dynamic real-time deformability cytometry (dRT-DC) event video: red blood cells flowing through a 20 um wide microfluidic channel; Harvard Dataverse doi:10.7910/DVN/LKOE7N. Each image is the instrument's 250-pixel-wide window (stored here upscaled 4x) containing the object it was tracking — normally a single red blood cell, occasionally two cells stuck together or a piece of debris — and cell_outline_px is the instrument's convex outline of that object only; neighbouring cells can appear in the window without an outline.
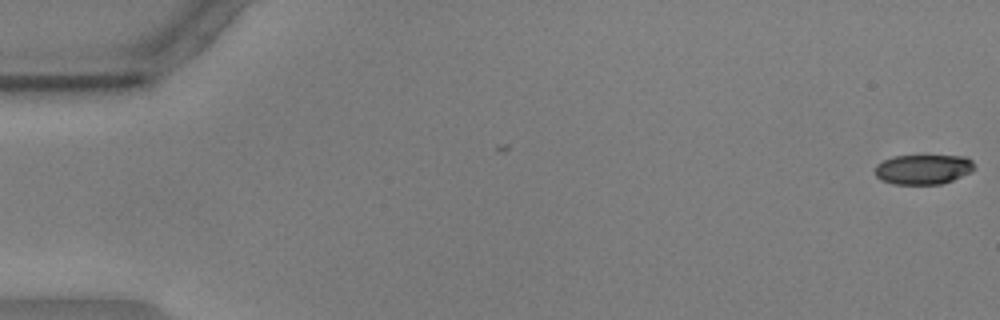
{"species": "common noctule bat (a hibernating species)", "species_latin": "Nyctalus noctula", "temperature_condition": "warm", "stored_images_in_passage": 57, "camera_frame_rate_fps": 3000, "um_per_image_px": 0.085, "animal": {"sex": "male", "body_mass_g": 17.9, "forearm_length_mm": 54.2}, "frame": {"image": 1, "passage_image": 1, "time_ms": 0.0, "image_size_px": [1000, 320], "cell_outline_px": [[976, 168], [972, 172], [952, 180], [940, 184], [892, 184], [880, 180], [876, 176], [876, 164], [884, 160], [896, 156], [964, 156], [972, 160]], "centroid_in_image_um": [78.49, 14.4], "position_along_channel_um": 6.5, "area_um2": 17.28}}
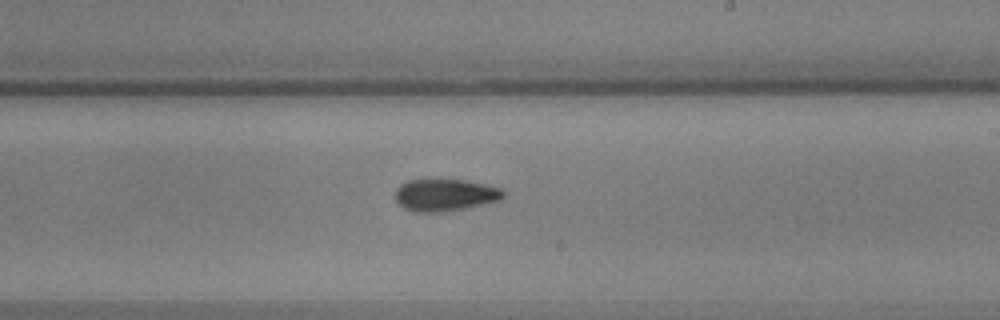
{"frame": {"image": 2, "passage_image": 34, "time_ms": 11.0, "image_size_px": [1000, 320], "cell_outline_px": [[504, 196], [500, 200], [464, 208], [444, 212], [416, 212], [404, 208], [396, 204], [396, 188], [400, 184], [408, 180], [464, 180], [488, 184], [500, 188], [504, 192]], "centroid_in_image_um": [37.81, 16.57], "position_along_channel_um": 251.2, "area_um2": 20.23}}
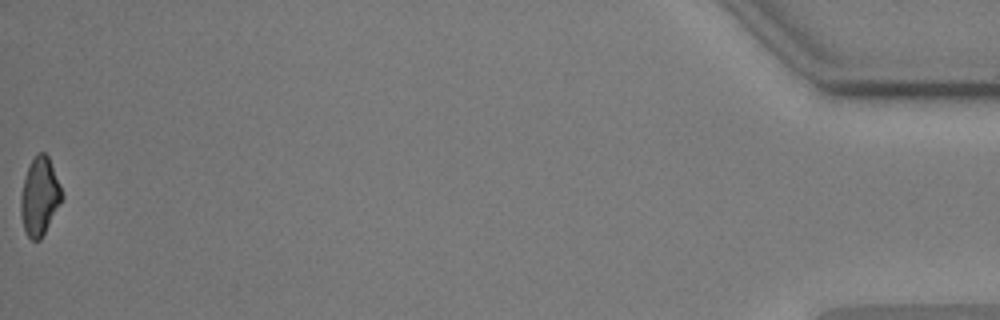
{"frame": {"image": 3, "passage_image": 57, "time_ms": 18.667, "image_size_px": [1000, 320], "cell_outline_px": [[64, 196], [60, 204], [40, 240], [32, 240], [28, 236], [24, 228], [20, 216], [20, 196], [24, 176], [36, 152], [44, 152], [48, 156], [60, 184]], "centroid_in_image_um": [3.36, 16.68], "position_along_channel_um": 431.8, "area_um2": 18.67}, "authors_computed_cell_mechanics": {"area_um2": 19.4208, "velocity_mm_per_s": 3.5968, "shape_relaxation_time_tau1_ms": 4.9408, "shape_relaxation_time_tau2_ms": 3.4093, "deformation_change_tau1": 0.1324, "deformation_change_tau2": 0.1005}}